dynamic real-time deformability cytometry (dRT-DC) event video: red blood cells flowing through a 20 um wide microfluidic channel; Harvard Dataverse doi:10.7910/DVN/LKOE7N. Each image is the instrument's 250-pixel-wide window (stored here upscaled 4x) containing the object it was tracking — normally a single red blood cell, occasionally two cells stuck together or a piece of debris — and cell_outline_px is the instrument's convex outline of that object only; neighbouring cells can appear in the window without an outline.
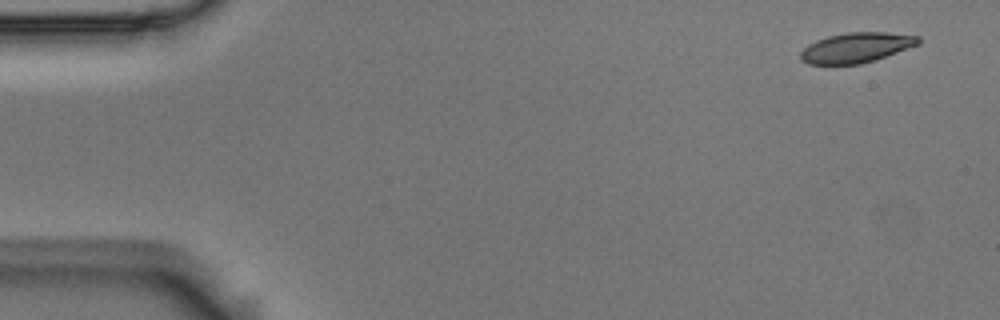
{"species": "Egyptian fruit bat (a non-hibernating species)", "species_latin": "Rousettus aegyptiacus", "temperature_condition": "room temperature", "stored_images_in_passage": 4, "camera_frame_rate_fps": 3000, "um_per_image_px": 0.085, "animal": {"sex": "male"}, "frame": {"image": 1, "passage_image": 1, "time_ms": 0.0, "image_size_px": [1000, 320], "cell_outline_px": [[920, 44], [876, 60], [860, 64], [808, 64], [800, 60], [800, 52], [808, 44], [816, 40], [828, 36], [848, 32], [888, 32], [920, 36]], "centroid_in_image_um": [72.79, 4.05], "position_along_channel_um": 12.2, "area_um2": 20.81}}
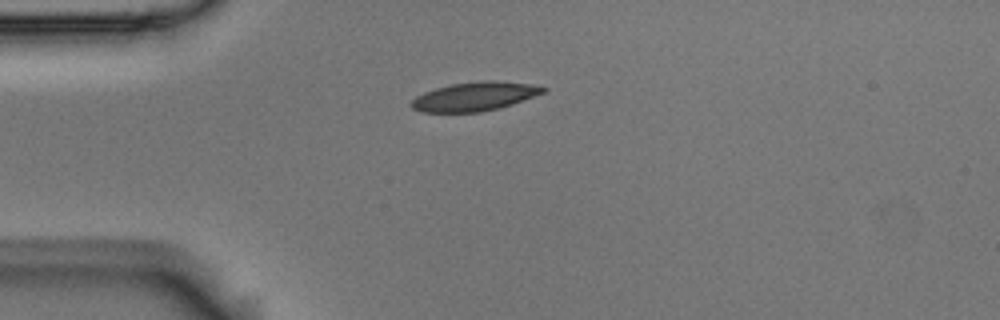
{"frame": {"image": 2, "passage_image": 4, "time_ms": 1.0, "image_size_px": [1000, 320], "cell_outline_px": [[548, 88], [544, 92], [512, 104], [480, 112], [424, 112], [412, 108], [408, 104], [416, 96], [424, 92], [436, 88], [452, 84], [484, 80], [492, 80], [528, 84]], "centroid_in_image_um": [40.29, 8.2], "position_along_channel_um": 44.7, "area_um2": 21.85}}